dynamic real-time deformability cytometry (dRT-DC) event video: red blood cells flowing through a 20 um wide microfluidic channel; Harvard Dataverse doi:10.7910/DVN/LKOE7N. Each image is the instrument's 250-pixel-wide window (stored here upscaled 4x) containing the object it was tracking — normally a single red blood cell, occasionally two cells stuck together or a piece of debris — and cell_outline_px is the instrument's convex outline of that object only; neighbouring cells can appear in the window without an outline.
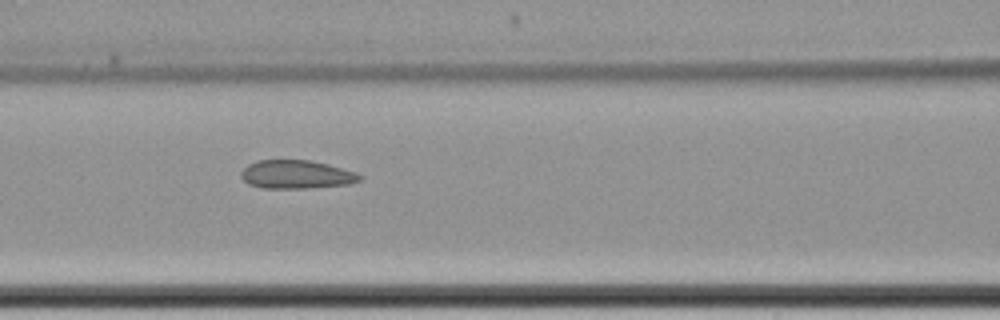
{"species": "common noctule bat (a hibernating species)", "species_latin": "Nyctalus noctula", "temperature_condition": "cold", "stored_images_in_passage": 11, "camera_frame_rate_fps": 3000, "um_per_image_px": 0.085, "animal": {"sex": "female", "body_mass_g": 22.7, "forearm_length_mm": 54.2}, "frame": {"image": 1, "passage_image": 4, "time_ms": 4.333, "image_size_px": [1000, 320], "cell_outline_px": [[364, 176], [360, 180], [348, 184], [308, 188], [264, 188], [248, 184], [240, 176], [240, 172], [248, 164], [256, 160], [312, 160], [328, 164], [356, 172]], "centroid_in_image_um": [25.19, 14.82], "position_along_channel_um": 141.4, "area_um2": 19.77}}
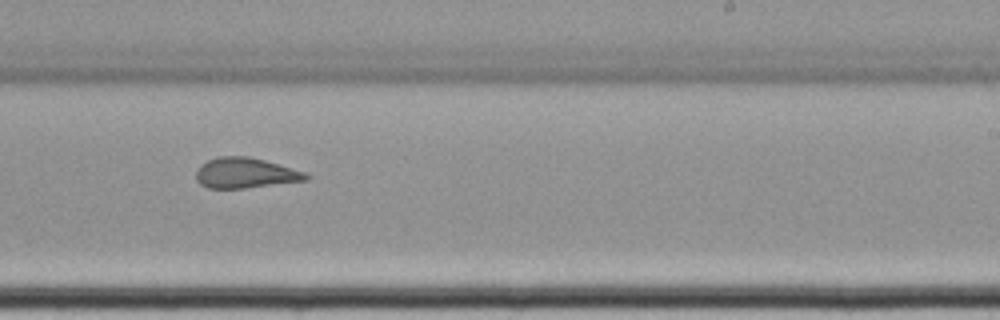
{"frame": {"image": 2, "passage_image": 7, "time_ms": 8.0, "image_size_px": [1000, 320], "cell_outline_px": [[312, 176], [308, 180], [244, 188], [208, 188], [200, 184], [196, 180], [196, 172], [200, 164], [216, 156], [248, 156], [264, 160], [308, 172]], "centroid_in_image_um": [20.88, 14.7], "position_along_channel_um": 268.1, "area_um2": 19.65}}
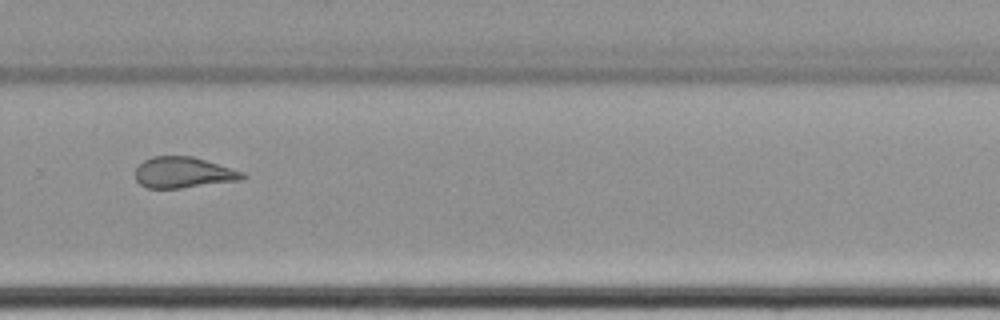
{"frame": {"image": 3, "passage_image": 8, "time_ms": 9.333, "image_size_px": [1000, 320], "cell_outline_px": [[248, 176], [240, 180], [180, 188], [148, 188], [140, 184], [136, 180], [136, 168], [144, 160], [152, 156], [192, 156], [244, 172]], "centroid_in_image_um": [15.58, 14.66], "position_along_channel_um": 314.2, "area_um2": 19.19}, "authors_computed_cell_mechanics": {"area_um2": 20.3456, "velocity_mm_per_s": 3.4771, "shape_relaxation_time_tau1_ms": null, "shape_relaxation_time_tau2_ms": 3.0343, "deformation_change_tau1": null, "deformation_change_tau2": 0.0715}}